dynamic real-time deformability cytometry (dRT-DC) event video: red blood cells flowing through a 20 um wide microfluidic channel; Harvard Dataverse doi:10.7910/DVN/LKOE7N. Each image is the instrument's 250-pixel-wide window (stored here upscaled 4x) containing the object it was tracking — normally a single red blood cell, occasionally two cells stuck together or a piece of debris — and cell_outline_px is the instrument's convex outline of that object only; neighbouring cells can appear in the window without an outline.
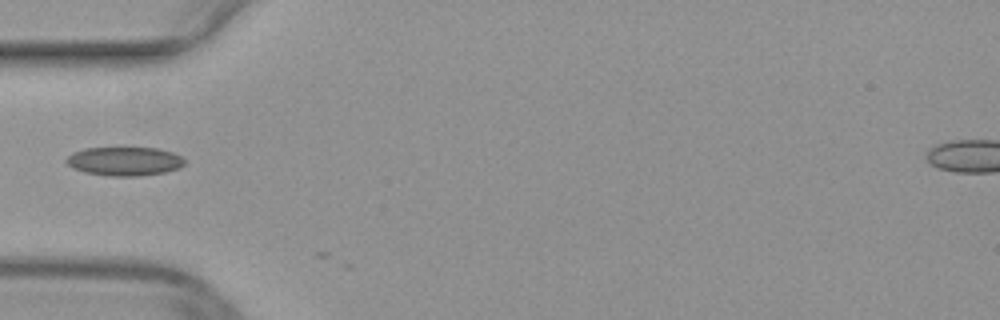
{"species": "common noctule bat (a hibernating species)", "species_latin": "Nyctalus noctula", "temperature_condition": "warm", "stored_images_in_passage": 2, "camera_frame_rate_fps": 3000, "um_per_image_px": 0.085, "animal": {"sex": "female", "body_mass_g": 29.2, "forearm_length_mm": 56.3}, "frame": {"image": 1, "passage_image": 1, "time_ms": 0.0, "image_size_px": [1000, 320], "cell_outline_px": [[184, 164], [180, 168], [164, 172], [140, 176], [108, 176], [84, 172], [72, 168], [64, 160], [72, 152], [84, 148], [156, 148], [172, 152], [180, 156], [184, 160]], "centroid_in_image_um": [10.55, 13.71], "position_along_channel_um": 74.4, "area_um2": 19.88}}